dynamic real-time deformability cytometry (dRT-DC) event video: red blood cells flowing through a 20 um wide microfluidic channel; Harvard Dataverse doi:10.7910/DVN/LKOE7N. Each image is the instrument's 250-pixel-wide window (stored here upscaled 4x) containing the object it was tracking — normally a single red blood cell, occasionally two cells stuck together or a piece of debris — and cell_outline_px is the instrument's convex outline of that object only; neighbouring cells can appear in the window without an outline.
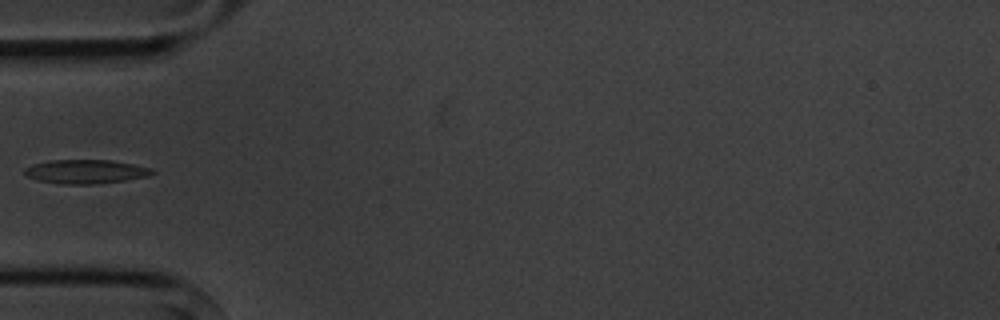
{"species": "common noctule bat (a hibernating species)", "species_latin": "Nyctalus noctula", "temperature_condition": "cold", "stored_images_in_passage": 3, "camera_frame_rate_fps": 3000, "um_per_image_px": 0.085, "animal": {"sex": "male", "body_mass_g": 20.1, "forearm_length_mm": 53.5}, "frame": {"image": 1, "passage_image": 2, "time_ms": 2.0, "image_size_px": [1000, 320], "cell_outline_px": [[156, 172], [148, 176], [124, 180], [96, 184], [60, 184], [36, 180], [28, 176], [24, 172], [24, 168], [32, 164], [48, 160], [112, 160], [152, 168]], "centroid_in_image_um": [7.26, 14.58], "position_along_channel_um": 77.7, "area_um2": 17.86}}
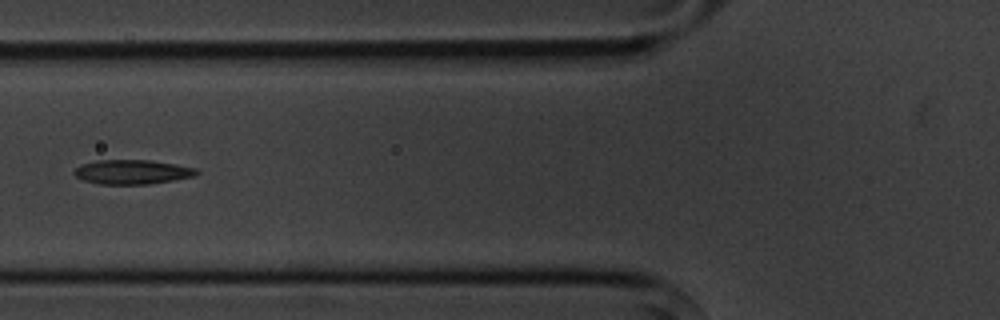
{"frame": {"image": 2, "passage_image": 3, "time_ms": 3.0, "image_size_px": [1000, 320], "cell_outline_px": [[200, 172], [192, 176], [172, 180], [148, 184], [100, 184], [84, 180], [76, 176], [72, 172], [76, 168], [84, 164], [96, 160], [148, 160], [176, 164], [196, 168]], "centroid_in_image_um": [11.23, 14.61], "position_along_channel_um": 114.6, "area_um2": 17.17}}